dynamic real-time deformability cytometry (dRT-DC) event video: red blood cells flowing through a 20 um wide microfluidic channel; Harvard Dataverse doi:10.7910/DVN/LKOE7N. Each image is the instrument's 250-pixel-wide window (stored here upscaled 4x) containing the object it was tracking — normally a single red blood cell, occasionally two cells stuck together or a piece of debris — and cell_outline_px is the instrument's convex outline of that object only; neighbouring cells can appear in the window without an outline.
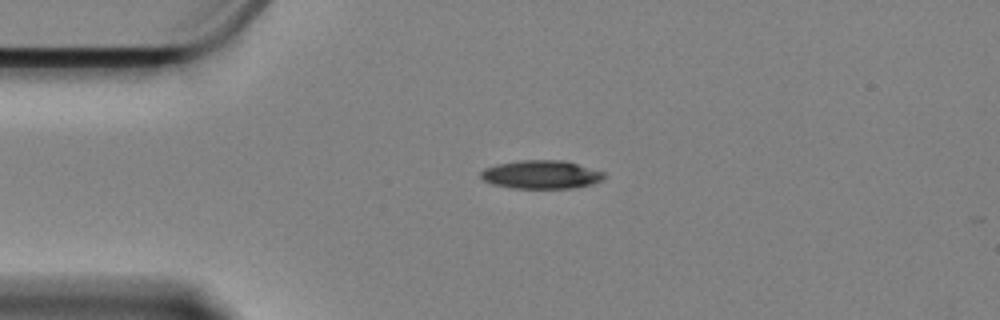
{"species": "Egyptian fruit bat (a non-hibernating species)", "species_latin": "Rousettus aegyptiacus", "temperature_condition": "cold", "stored_images_in_passage": 47, "camera_frame_rate_fps": 3000, "um_per_image_px": 0.085, "animal": {"sex": "female"}, "frame": {"image": 1, "passage_image": 1, "time_ms": 0.0, "image_size_px": [1000, 320], "cell_outline_px": [[604, 180], [592, 184], [568, 188], [512, 188], [492, 184], [484, 180], [480, 176], [480, 172], [484, 168], [496, 164], [516, 160], [564, 160], [604, 172]], "centroid_in_image_um": [45.97, 14.83], "position_along_channel_um": 39.0, "area_um2": 20.46}}
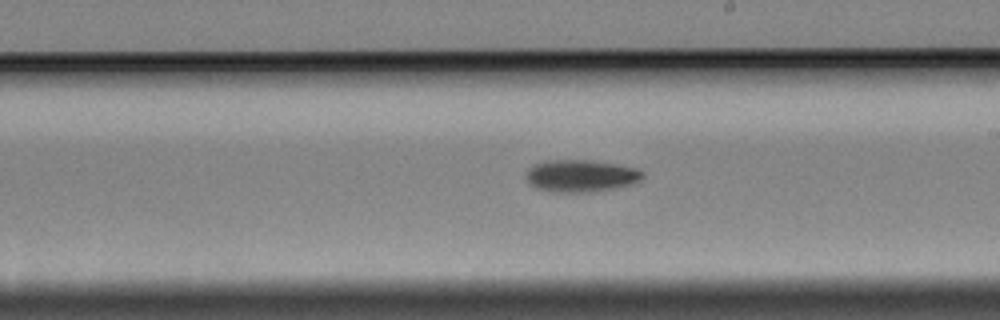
{"frame": {"image": 2, "passage_image": 21, "time_ms": 6.667, "image_size_px": [1000, 320], "cell_outline_px": [[644, 176], [640, 180], [632, 184], [616, 188], [592, 192], [552, 192], [536, 188], [528, 180], [528, 168], [536, 164], [548, 160], [588, 160], [616, 164], [636, 168], [644, 172]], "centroid_in_image_um": [49.42, 14.95], "position_along_channel_um": 239.6, "area_um2": 21.73}}
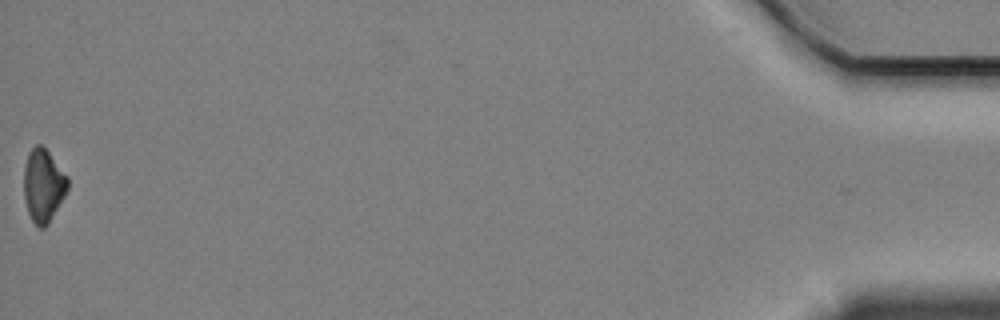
{"frame": {"image": 3, "passage_image": 47, "time_ms": 15.333, "image_size_px": [1000, 320], "cell_outline_px": [[68, 188], [64, 196], [48, 224], [44, 228], [40, 228], [32, 220], [28, 212], [24, 200], [24, 168], [28, 152], [36, 144], [40, 144], [48, 152], [68, 176]], "centroid_in_image_um": [3.67, 15.76], "position_along_channel_um": 431.5, "area_um2": 18.5}, "authors_computed_cell_mechanics": {"area_um2": 20.7502, "velocity_mm_per_s": 3.3524, "shape_relaxation_time_tau1_ms": 3.881, "shape_relaxation_time_tau2_ms": null, "deformation_change_tau1": 0.0993, "deformation_change_tau2": null}}